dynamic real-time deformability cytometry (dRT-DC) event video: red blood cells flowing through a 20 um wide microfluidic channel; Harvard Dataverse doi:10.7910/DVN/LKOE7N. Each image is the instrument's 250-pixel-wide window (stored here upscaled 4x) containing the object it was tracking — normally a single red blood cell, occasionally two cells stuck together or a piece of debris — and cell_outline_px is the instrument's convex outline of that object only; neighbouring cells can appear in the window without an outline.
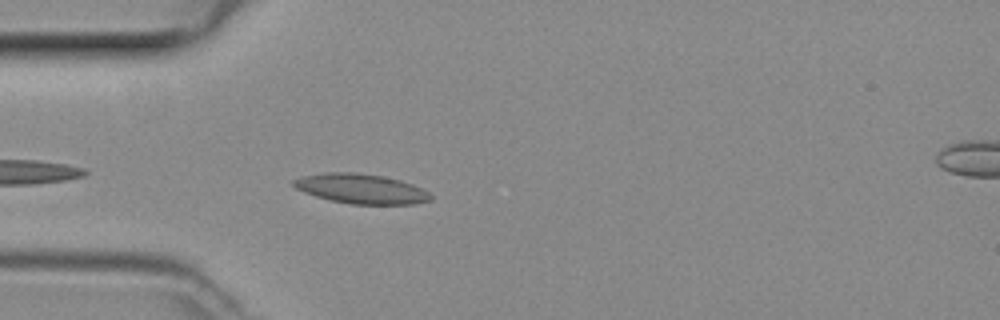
{"species": "common noctule bat (a hibernating species)", "species_latin": "Nyctalus noctula", "temperature_condition": "room temperature", "stored_images_in_passage": 36, "camera_frame_rate_fps": 3000, "um_per_image_px": 0.085, "animal": {"sex": "female", "body_mass_g": 29.2, "forearm_length_mm": 56.3}, "frame": {"image": 1, "passage_image": 3, "time_ms": 0.667, "image_size_px": [1000, 320], "cell_outline_px": [[432, 200], [412, 204], [352, 204], [332, 200], [316, 196], [304, 192], [296, 188], [292, 184], [292, 180], [304, 176], [324, 172], [356, 172], [380, 176], [400, 180], [412, 184], [428, 192], [432, 196]], "centroid_in_image_um": [30.68, 16.04], "position_along_channel_um": 54.3, "area_um2": 23.52}}
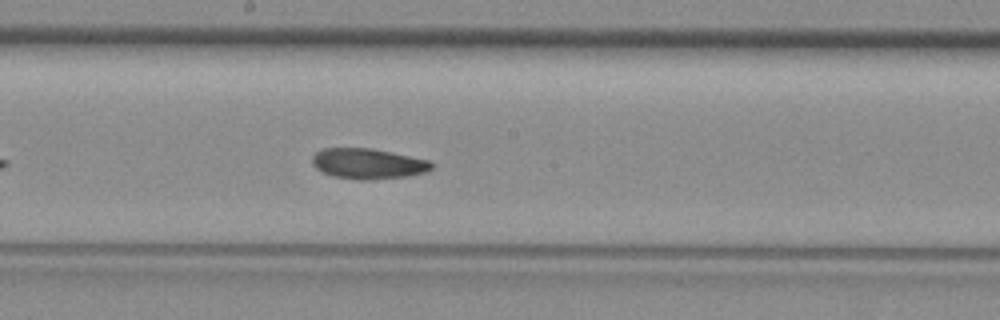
{"frame": {"image": 2, "passage_image": 15, "time_ms": 4.667, "image_size_px": [1000, 320], "cell_outline_px": [[436, 164], [428, 172], [408, 176], [368, 180], [360, 180], [332, 176], [316, 168], [312, 164], [312, 156], [320, 148], [372, 148], [432, 160]], "centroid_in_image_um": [31.33, 13.91], "position_along_channel_um": 216.9, "area_um2": 21.56}}
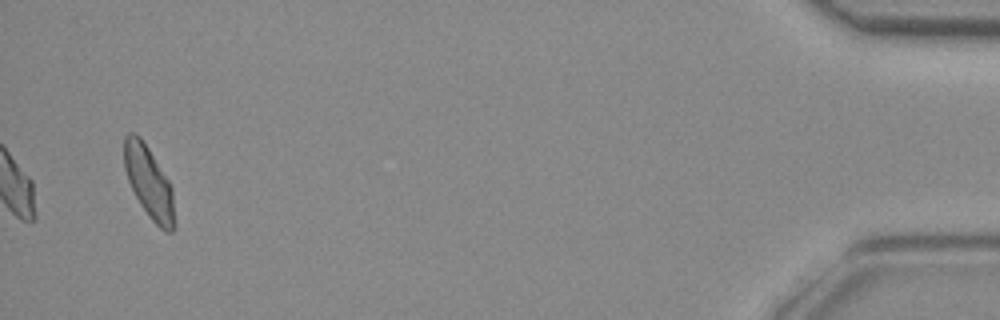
{"frame": {"image": 3, "passage_image": 36, "time_ms": 11.667, "image_size_px": [1000, 320], "cell_outline_px": [[176, 228], [172, 232], [164, 232], [152, 220], [140, 204], [128, 180], [124, 168], [124, 136], [128, 132], [132, 132], [140, 136], [148, 148], [168, 180], [172, 188], [176, 224]], "centroid_in_image_um": [12.67, 15.53], "position_along_channel_um": 422.5, "area_um2": 21.1}}